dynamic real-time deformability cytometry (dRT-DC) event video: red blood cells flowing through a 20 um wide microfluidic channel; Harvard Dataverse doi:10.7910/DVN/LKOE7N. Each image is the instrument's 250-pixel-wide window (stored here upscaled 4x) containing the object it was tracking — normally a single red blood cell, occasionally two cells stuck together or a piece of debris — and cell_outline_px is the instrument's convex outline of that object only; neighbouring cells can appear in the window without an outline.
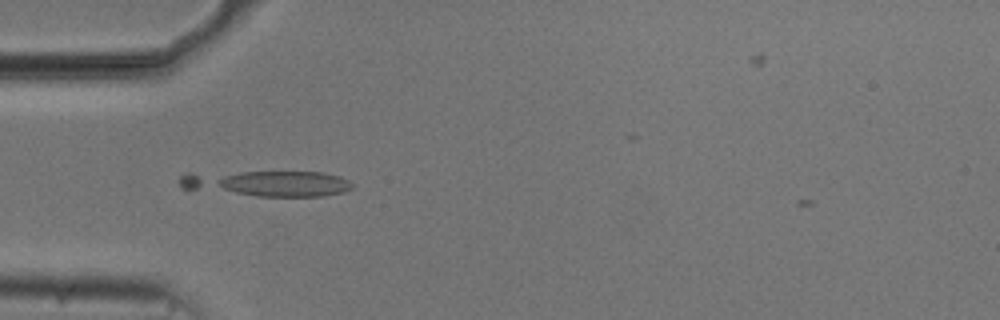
{"species": "common noctule bat (a hibernating species)", "species_latin": "Nyctalus noctula", "temperature_condition": "cold", "stored_images_in_passage": 39, "camera_frame_rate_fps": 3000, "um_per_image_px": 0.085, "animal": {"sex": "male", "body_mass_g": 20.5, "forearm_length_mm": 52.5}, "frame": {"image": 1, "passage_image": 3, "time_ms": 0.667, "image_size_px": [1000, 320], "cell_outline_px": [[352, 188], [344, 192], [324, 196], [256, 196], [236, 192], [224, 188], [216, 184], [216, 180], [224, 176], [240, 172], [324, 172], [340, 176], [348, 180], [352, 184]], "centroid_in_image_um": [24.24, 15.62], "position_along_channel_um": 60.8, "area_um2": 20.11}}
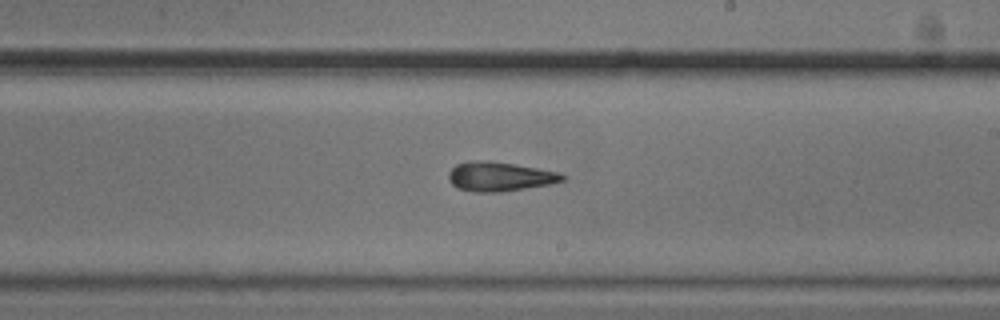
{"frame": {"image": 2, "passage_image": 18, "time_ms": 5.667, "image_size_px": [1000, 320], "cell_outline_px": [[568, 176], [564, 180], [548, 184], [500, 192], [472, 192], [456, 188], [448, 180], [448, 172], [456, 164], [476, 160], [480, 160], [516, 164], [560, 172]], "centroid_in_image_um": [42.46, 15.01], "position_along_channel_um": 246.5, "area_um2": 19.48}}
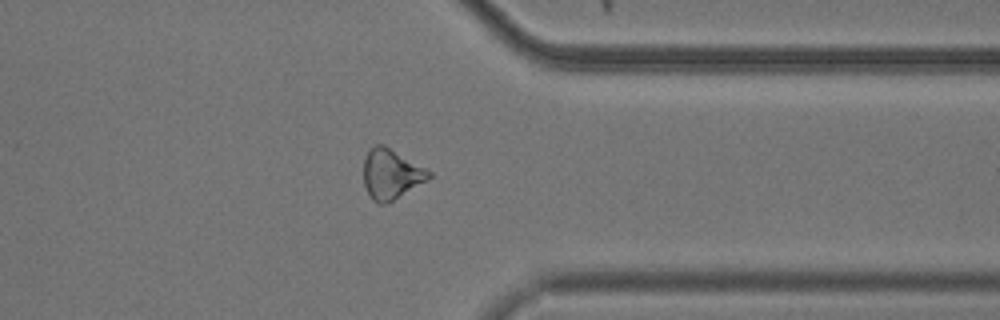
{"frame": {"image": 3, "passage_image": 29, "time_ms": 9.333, "image_size_px": [1000, 320], "cell_outline_px": [[432, 176], [388, 204], [380, 204], [372, 200], [364, 184], [364, 156], [368, 148], [376, 144], [384, 144], [432, 172]], "centroid_in_image_um": [33.21, 14.78], "position_along_channel_um": 378.2, "area_um2": 19.02}}